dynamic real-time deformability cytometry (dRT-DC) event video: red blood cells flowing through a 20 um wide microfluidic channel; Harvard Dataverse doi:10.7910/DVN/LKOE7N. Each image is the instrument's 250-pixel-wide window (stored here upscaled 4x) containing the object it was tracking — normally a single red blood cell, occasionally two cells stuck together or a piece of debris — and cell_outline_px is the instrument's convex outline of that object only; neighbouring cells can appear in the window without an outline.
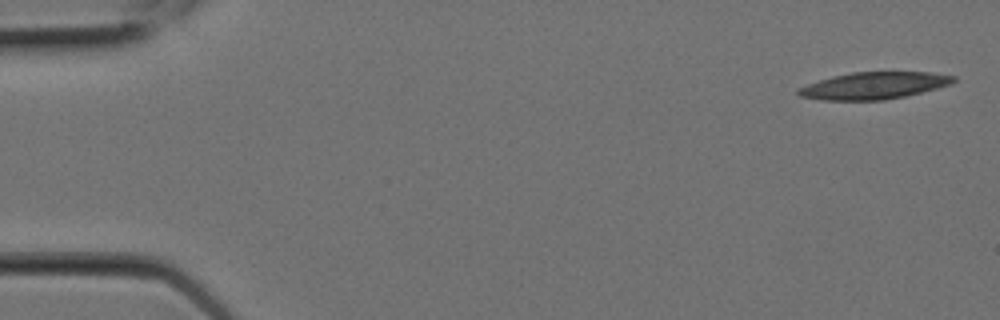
{"species": "Egyptian fruit bat (a non-hibernating species)", "species_latin": "Rousettus aegyptiacus", "temperature_condition": "room temperature", "stored_images_in_passage": 4, "camera_frame_rate_fps": 3000, "um_per_image_px": 0.085, "animal": {"sex": "female"}, "frame": {"image": 1, "passage_image": 1, "time_ms": 0.0, "image_size_px": [1000, 320], "cell_outline_px": [[956, 80], [952, 84], [904, 96], [884, 100], [820, 100], [800, 96], [796, 92], [796, 88], [832, 76], [852, 72], [932, 72], [956, 76]], "centroid_in_image_um": [74.27, 7.27], "position_along_channel_um": 10.7, "area_um2": 24.39}}